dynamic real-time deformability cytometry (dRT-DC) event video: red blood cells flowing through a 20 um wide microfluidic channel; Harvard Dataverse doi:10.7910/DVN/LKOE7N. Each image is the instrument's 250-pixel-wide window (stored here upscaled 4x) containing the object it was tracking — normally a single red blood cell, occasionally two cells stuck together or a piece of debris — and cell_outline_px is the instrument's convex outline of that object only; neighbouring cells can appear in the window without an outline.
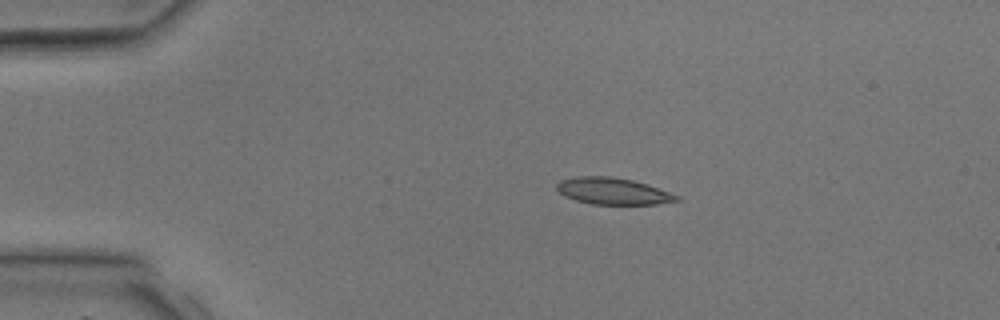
{"species": "common noctule bat (a hibernating species)", "species_latin": "Nyctalus noctula", "temperature_condition": "room temperature", "stored_images_in_passage": 2, "camera_frame_rate_fps": 3000, "um_per_image_px": 0.085, "animal": {"sex": "male", "body_mass_g": 17.9, "forearm_length_mm": 54.2}, "frame": {"image": 1, "passage_image": 2, "time_ms": 2.0, "image_size_px": [1000, 320], "cell_outline_px": [[680, 200], [656, 204], [592, 204], [576, 200], [564, 196], [556, 188], [556, 184], [560, 180], [576, 176], [608, 176], [632, 180], [648, 184], [680, 196]], "centroid_in_image_um": [52.09, 16.24], "position_along_channel_um": 32.9, "area_um2": 18.61}}